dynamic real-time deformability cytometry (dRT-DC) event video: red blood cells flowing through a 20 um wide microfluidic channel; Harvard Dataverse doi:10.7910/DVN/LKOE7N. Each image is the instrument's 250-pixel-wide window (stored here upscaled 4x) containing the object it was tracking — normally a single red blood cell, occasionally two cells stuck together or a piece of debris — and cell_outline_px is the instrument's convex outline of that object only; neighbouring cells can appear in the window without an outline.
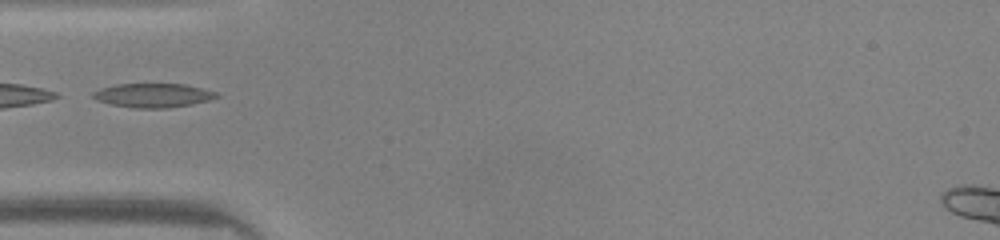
{"species": "common noctule bat (a hibernating species)", "species_latin": "Nyctalus noctula", "temperature_condition": "warm", "stored_images_in_passage": 31, "camera_frame_rate_fps": 3000, "um_per_image_px": 0.085, "animal": {"sex": "male", "body_mass_g": 20.0, "forearm_length_mm": 53.3}, "frame": {"image": 1, "passage_image": 1, "time_ms": 0.0, "image_size_px": [1000, 240], "cell_outline_px": [[220, 96], [208, 100], [192, 104], [168, 108], [132, 108], [112, 104], [96, 100], [92, 96], [92, 92], [100, 88], [116, 84], [184, 84], [216, 92]], "centroid_in_image_um": [12.98, 8.11], "position_along_channel_um": 72.0, "area_um2": 17.22}}
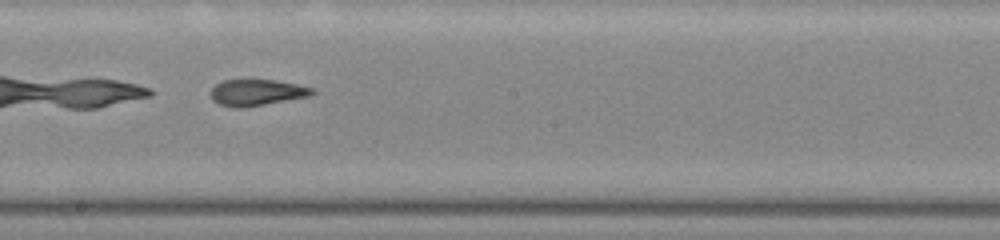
{"frame": {"image": 2, "passage_image": 12, "time_ms": 3.667, "image_size_px": [1000, 240], "cell_outline_px": [[316, 92], [312, 96], [244, 108], [232, 108], [220, 104], [212, 100], [212, 88], [216, 84], [224, 80], [248, 76], [276, 80], [296, 84], [312, 88]], "centroid_in_image_um": [21.82, 7.82], "position_along_channel_um": 226.4, "area_um2": 16.36}}
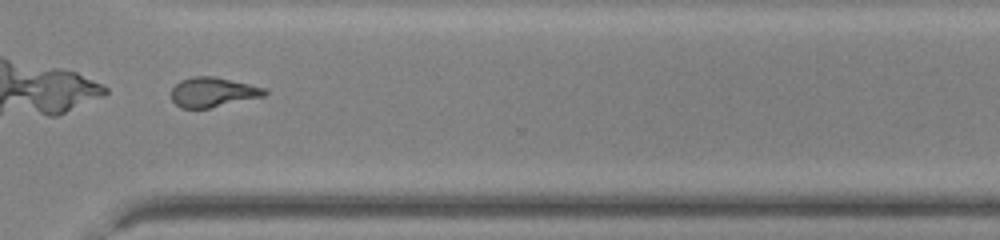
{"frame": {"image": 3, "passage_image": 21, "time_ms": 6.667, "image_size_px": [1000, 240], "cell_outline_px": [[268, 92], [264, 96], [208, 108], [180, 108], [172, 100], [172, 88], [180, 80], [192, 76], [212, 76], [248, 84], [264, 88]], "centroid_in_image_um": [18.06, 7.83], "position_along_channel_um": 352.5, "area_um2": 15.9}}